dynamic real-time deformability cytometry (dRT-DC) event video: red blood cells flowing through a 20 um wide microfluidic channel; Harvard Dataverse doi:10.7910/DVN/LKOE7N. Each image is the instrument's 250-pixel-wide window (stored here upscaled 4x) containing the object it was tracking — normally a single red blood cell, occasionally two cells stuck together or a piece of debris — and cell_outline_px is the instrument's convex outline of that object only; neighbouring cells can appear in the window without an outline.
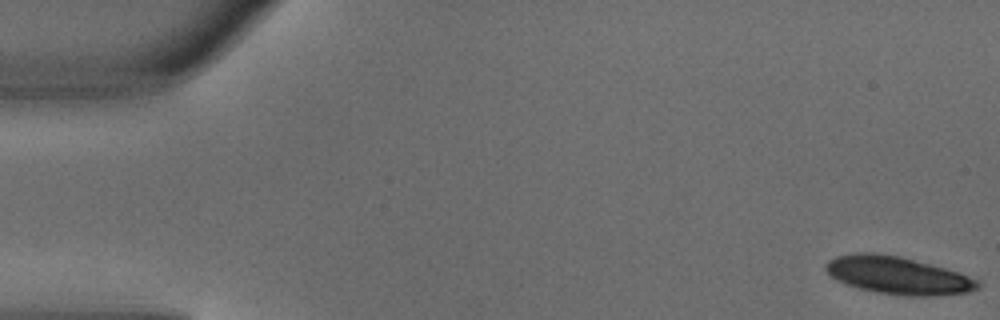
{"species": "common noctule bat (a hibernating species)", "species_latin": "Nyctalus noctula", "temperature_condition": "warm", "stored_images_in_passage": 5, "camera_frame_rate_fps": 3000, "um_per_image_px": 0.085, "animal": {"sex": "male", "body_mass_g": 18.8}, "frame": {"image": 1, "passage_image": 1, "time_ms": 0.0, "image_size_px": [1000, 320], "cell_outline_px": [[980, 288], [968, 292], [932, 296], [908, 296], [876, 292], [860, 288], [836, 280], [824, 268], [824, 264], [828, 260], [836, 256], [856, 252], [876, 252], [900, 256], [944, 268], [968, 276], [976, 280], [980, 284]], "centroid_in_image_um": [76.28, 23.39], "position_along_channel_um": 8.7, "area_um2": 33.12}}